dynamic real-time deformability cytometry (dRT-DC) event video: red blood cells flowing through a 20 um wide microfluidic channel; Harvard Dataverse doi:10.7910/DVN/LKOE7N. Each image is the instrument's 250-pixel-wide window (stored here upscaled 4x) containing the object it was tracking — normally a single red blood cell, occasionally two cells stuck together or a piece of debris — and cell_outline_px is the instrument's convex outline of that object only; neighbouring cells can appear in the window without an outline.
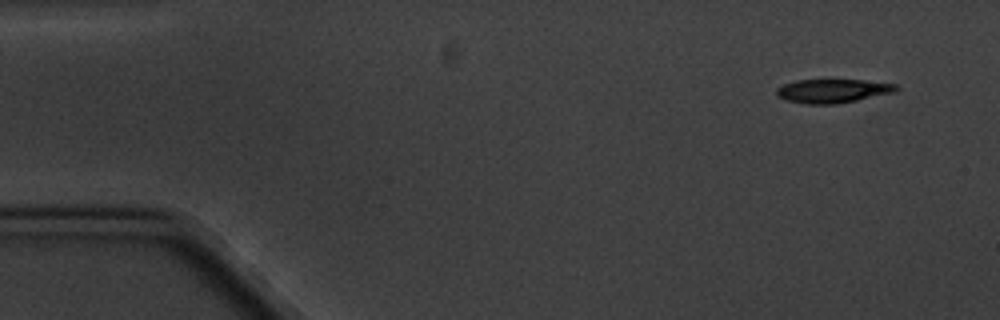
{"species": "common noctule bat (a hibernating species)", "species_latin": "Nyctalus noctula", "temperature_condition": "cold", "stored_images_in_passage": 9, "camera_frame_rate_fps": 3000, "um_per_image_px": 0.085, "animal": {"sex": "male", "body_mass_g": 20.1, "forearm_length_mm": 53.5}, "frame": {"image": 1, "passage_image": 1, "time_ms": 0.0, "image_size_px": [1000, 320], "cell_outline_px": [[900, 88], [896, 92], [836, 104], [804, 104], [788, 100], [776, 96], [776, 88], [784, 84], [796, 80], [864, 80], [896, 84]], "centroid_in_image_um": [70.79, 7.73], "position_along_channel_um": 14.2, "area_um2": 16.59}}
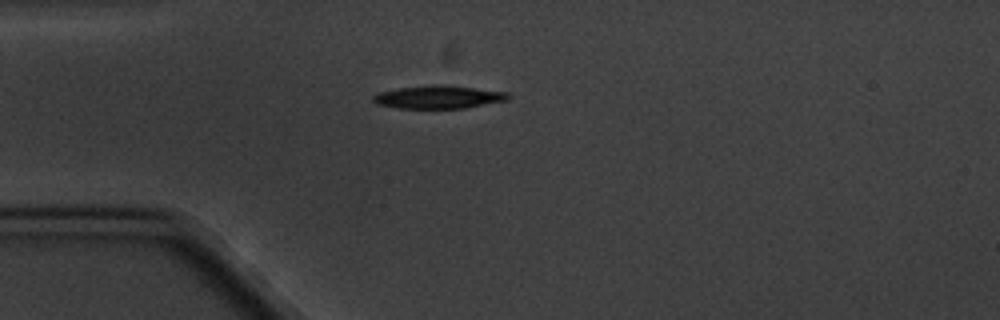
{"frame": {"image": 2, "passage_image": 4, "time_ms": 3.667, "image_size_px": [1000, 320], "cell_outline_px": [[512, 96], [508, 100], [464, 108], [396, 108], [376, 104], [372, 100], [372, 96], [380, 92], [396, 88], [432, 84], [444, 84], [508, 92]], "centroid_in_image_um": [37.27, 8.24], "position_along_channel_um": 47.7, "area_um2": 18.32}}